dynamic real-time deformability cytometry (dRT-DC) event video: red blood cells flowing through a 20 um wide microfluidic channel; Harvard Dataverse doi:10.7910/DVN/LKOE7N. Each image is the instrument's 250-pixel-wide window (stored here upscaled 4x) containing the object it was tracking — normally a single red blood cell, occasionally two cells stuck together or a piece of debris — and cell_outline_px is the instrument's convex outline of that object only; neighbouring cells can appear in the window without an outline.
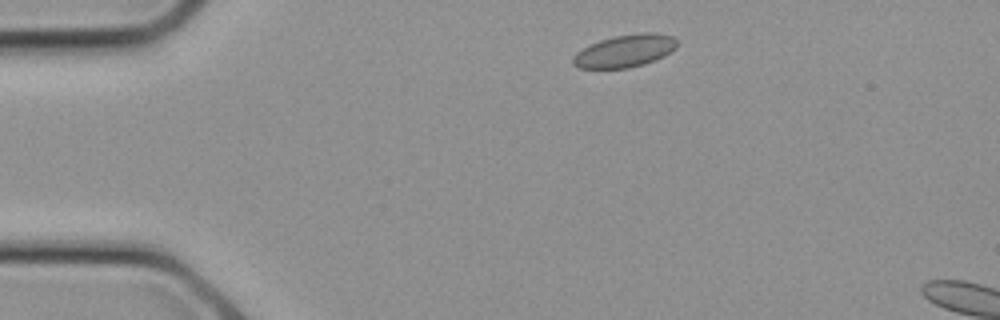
{"species": "common noctule bat (a hibernating species)", "species_latin": "Nyctalus noctula", "temperature_condition": "cold", "stored_images_in_passage": 4, "camera_frame_rate_fps": 3000, "um_per_image_px": 0.085, "animal": {"sex": "female", "body_mass_g": 21.9}, "frame": {"image": 1, "passage_image": 2, "time_ms": 0.333, "image_size_px": [1000, 320], "cell_outline_px": [[676, 48], [664, 56], [656, 60], [644, 64], [628, 68], [580, 68], [572, 64], [572, 56], [576, 52], [600, 40], [616, 36], [644, 32], [656, 32], [672, 36], [676, 40]], "centroid_in_image_um": [53.12, 4.33], "position_along_channel_um": 31.9, "area_um2": 19.65}}